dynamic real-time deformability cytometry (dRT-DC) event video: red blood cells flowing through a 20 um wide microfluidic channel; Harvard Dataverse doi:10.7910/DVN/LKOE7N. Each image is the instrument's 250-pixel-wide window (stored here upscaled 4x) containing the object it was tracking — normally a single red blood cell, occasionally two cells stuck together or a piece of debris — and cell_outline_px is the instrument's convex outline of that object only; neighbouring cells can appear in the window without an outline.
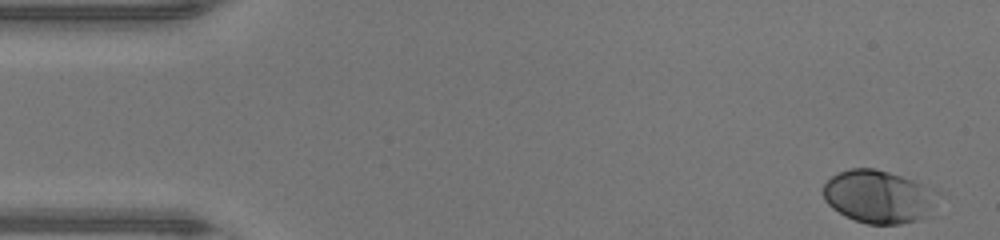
{"species": "human", "species_latin": "Homo sapiens", "temperature_condition": "warm", "stored_images_in_passage": 47, "camera_frame_rate_fps": 3000, "um_per_image_px": 0.085, "donor": {"sex": "male"}, "frame": {"image": 1, "passage_image": 1, "time_ms": 0.0, "image_size_px": [1000, 240], "cell_outline_px": [[936, 216], [920, 220], [900, 224], [868, 224], [856, 220], [832, 208], [824, 200], [820, 192], [824, 184], [832, 176], [848, 168], [876, 168], [912, 180], [920, 184], [924, 188]], "centroid_in_image_um": [74.55, 16.74], "position_along_channel_um": 10.5, "area_um2": 34.51}}
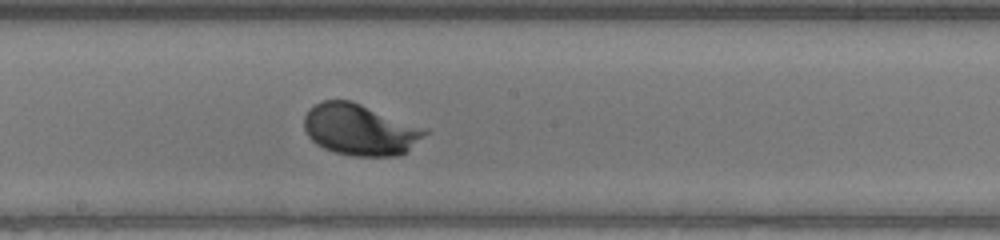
{"frame": {"image": 2, "passage_image": 25, "time_ms": 8.0, "image_size_px": [1000, 240], "cell_outline_px": [[428, 132], [404, 152], [396, 156], [352, 156], [336, 152], [324, 148], [316, 144], [308, 136], [304, 128], [304, 116], [308, 108], [324, 100], [352, 100], [428, 128]], "centroid_in_image_um": [30.58, 11.0], "position_along_channel_um": 217.6, "area_um2": 36.18}}
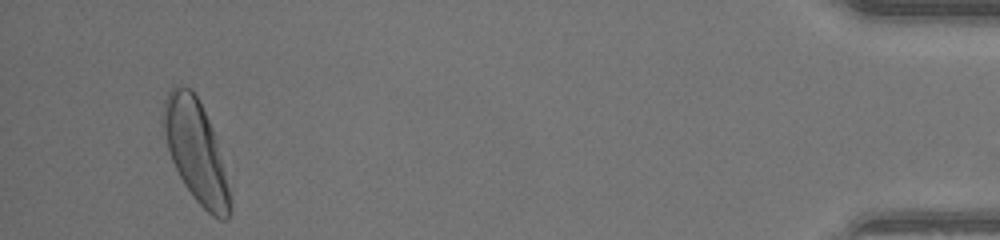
{"frame": {"image": 3, "passage_image": 45, "time_ms": 14.667, "image_size_px": [1000, 240], "cell_outline_px": [[232, 208], [228, 220], [220, 220], [212, 216], [196, 200], [184, 184], [168, 152], [160, 124], [160, 116], [164, 100], [168, 92], [176, 84], [180, 84], [192, 88], [212, 128], [232, 200]], "centroid_in_image_um": [16.6, 12.83], "position_along_channel_um": 418.6, "area_um2": 39.42}, "authors_computed_cell_mechanics": {"area_um2": 34.102, "velocity_mm_per_s": 4.2601, "shape_relaxation_time_tau1_ms": 1.7869, "shape_relaxation_time_tau2_ms": null, "deformation_change_tau1": 0.1327, "deformation_change_tau2": null}}